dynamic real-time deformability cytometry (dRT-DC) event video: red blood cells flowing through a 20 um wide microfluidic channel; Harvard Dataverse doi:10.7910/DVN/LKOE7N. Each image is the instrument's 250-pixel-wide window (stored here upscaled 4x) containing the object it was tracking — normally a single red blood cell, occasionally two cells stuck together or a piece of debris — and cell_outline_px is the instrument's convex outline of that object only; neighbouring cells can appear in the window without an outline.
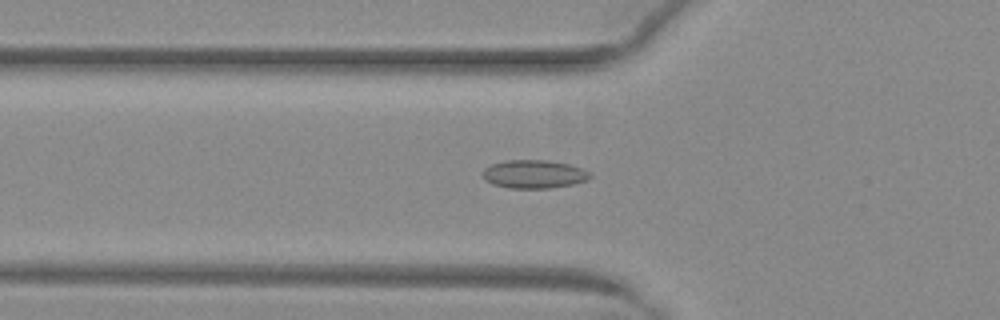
{"species": "common noctule bat (a hibernating species)", "species_latin": "Nyctalus noctula", "temperature_condition": "warm", "stored_images_in_passage": 50, "camera_frame_rate_fps": 3000, "um_per_image_px": 0.085, "animal": {"sex": "female", "body_mass_g": 29.2, "forearm_length_mm": 56.3}, "frame": {"image": 1, "passage_image": 18, "time_ms": 5.667, "image_size_px": [1000, 320], "cell_outline_px": [[592, 176], [588, 180], [572, 184], [548, 188], [508, 188], [492, 184], [484, 180], [480, 172], [484, 168], [492, 164], [504, 160], [548, 160], [568, 164], [580, 168], [588, 172]], "centroid_in_image_um": [45.32, 14.8], "position_along_channel_um": 80.5, "area_um2": 17.8}}
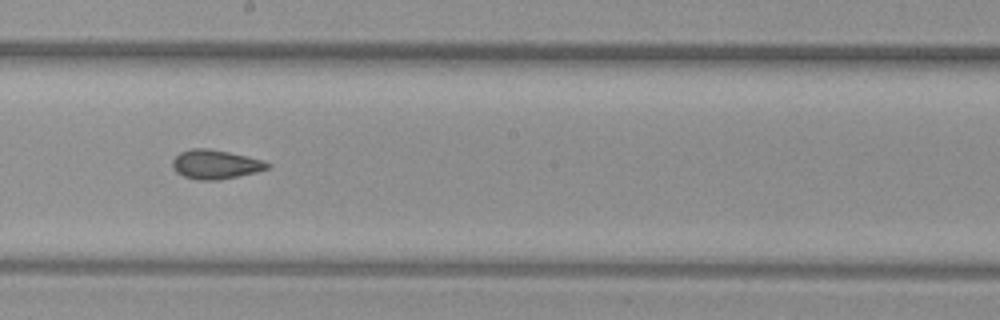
{"frame": {"image": 2, "passage_image": 29, "time_ms": 9.333, "image_size_px": [1000, 320], "cell_outline_px": [[272, 168], [256, 172], [220, 180], [196, 180], [184, 176], [176, 172], [172, 164], [172, 160], [180, 152], [192, 148], [208, 148], [248, 156], [264, 160], [272, 164]], "centroid_in_image_um": [18.36, 13.97], "position_along_channel_um": 229.8, "area_um2": 16.3}}
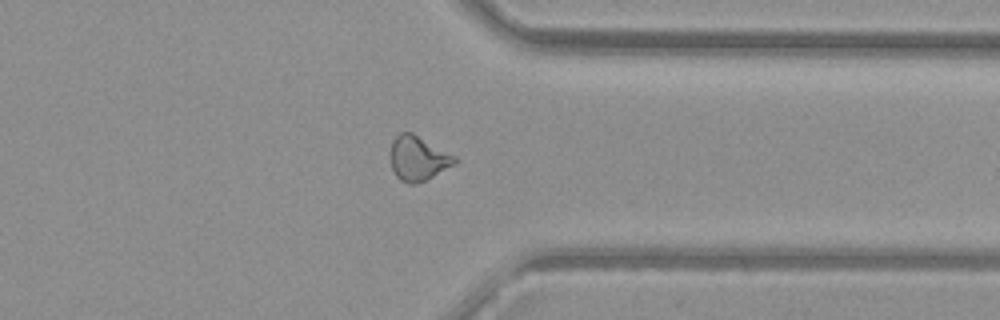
{"frame": {"image": 3, "passage_image": 40, "time_ms": 13.0, "image_size_px": [1000, 320], "cell_outline_px": [[456, 164], [416, 184], [408, 184], [400, 180], [396, 176], [392, 168], [392, 140], [400, 132], [412, 132], [456, 156]], "centroid_in_image_um": [35.55, 13.45], "position_along_channel_um": 375.9, "area_um2": 16.47}}